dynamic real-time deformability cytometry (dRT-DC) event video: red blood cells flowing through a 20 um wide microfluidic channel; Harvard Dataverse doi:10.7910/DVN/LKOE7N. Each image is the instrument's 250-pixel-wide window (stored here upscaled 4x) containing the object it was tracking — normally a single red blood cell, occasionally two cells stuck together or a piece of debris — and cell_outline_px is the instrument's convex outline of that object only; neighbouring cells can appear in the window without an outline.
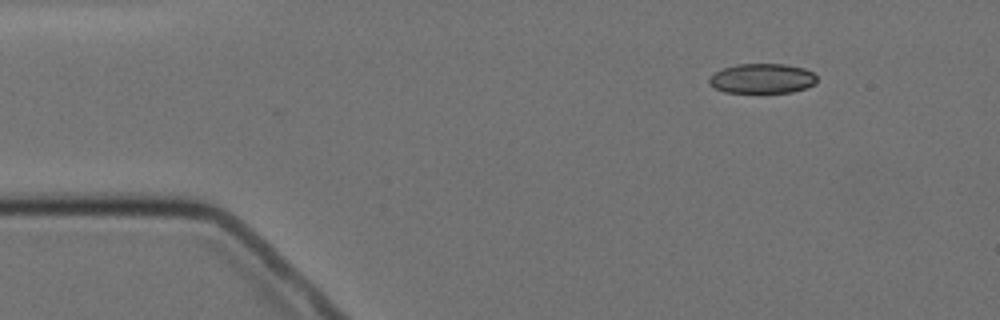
{"species": "Egyptian fruit bat (a non-hibernating species)", "species_latin": "Rousettus aegyptiacus", "temperature_condition": "cold", "stored_images_in_passage": 3, "camera_frame_rate_fps": 3000, "um_per_image_px": 0.085, "animal": {"sex": "female"}, "frame": {"image": 1, "passage_image": 1, "time_ms": 0.0, "image_size_px": [1000, 320], "cell_outline_px": [[816, 84], [792, 92], [724, 92], [708, 84], [708, 80], [716, 72], [724, 68], [736, 64], [784, 64], [804, 68], [812, 72], [816, 76]], "centroid_in_image_um": [64.79, 6.67], "position_along_channel_um": 20.2, "area_um2": 18.55}}
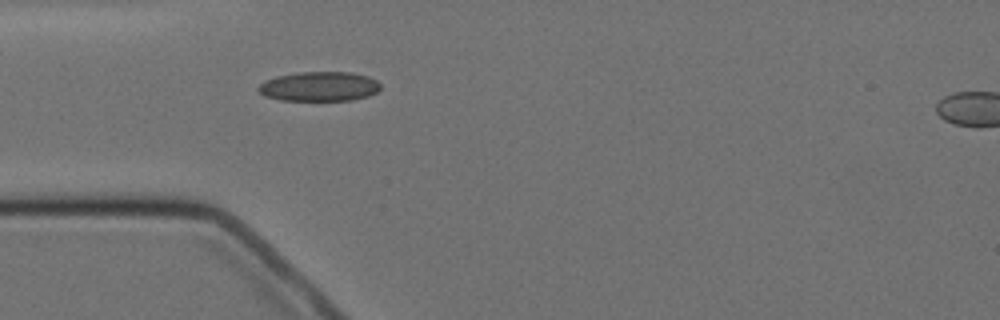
{"frame": {"image": 2, "passage_image": 3, "time_ms": 3.0, "image_size_px": [1000, 320], "cell_outline_px": [[380, 88], [376, 92], [368, 96], [352, 100], [280, 100], [264, 96], [256, 88], [260, 84], [276, 76], [300, 72], [352, 72], [368, 76], [376, 80], [380, 84]], "centroid_in_image_um": [27.15, 7.35], "position_along_channel_um": 57.9, "area_um2": 20.98}}